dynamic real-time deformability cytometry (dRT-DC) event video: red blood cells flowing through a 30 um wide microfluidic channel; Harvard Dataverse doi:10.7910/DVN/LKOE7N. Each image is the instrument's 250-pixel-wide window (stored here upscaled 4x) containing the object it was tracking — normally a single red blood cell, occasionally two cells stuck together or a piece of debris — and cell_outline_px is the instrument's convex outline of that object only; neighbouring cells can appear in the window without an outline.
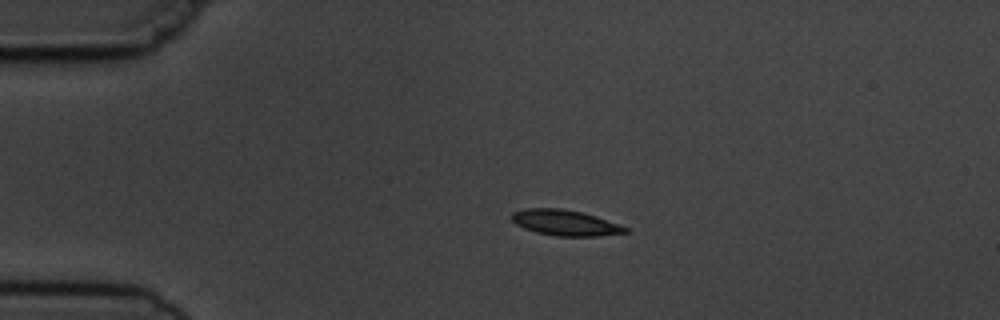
{"species": "common noctule bat (a hibernating species)", "species_latin": "Nyctalus noctula", "temperature_condition": "cold", "stored_images_in_passage": 4, "camera_frame_rate_fps": 3000, "um_per_image_px": 0.085, "animal": {"sex": "male", "body_mass_g": 19.5, "forearm_length_mm": 54.6}, "frame": {"image": 1, "passage_image": 3, "time_ms": 2.333, "image_size_px": [1000, 320], "cell_outline_px": [[628, 232], [596, 236], [556, 236], [536, 232], [524, 228], [516, 224], [512, 220], [512, 212], [524, 208], [560, 208], [580, 212], [596, 216], [628, 228]], "centroid_in_image_um": [48.0, 18.93], "position_along_channel_um": 37.0, "area_um2": 16.82}}